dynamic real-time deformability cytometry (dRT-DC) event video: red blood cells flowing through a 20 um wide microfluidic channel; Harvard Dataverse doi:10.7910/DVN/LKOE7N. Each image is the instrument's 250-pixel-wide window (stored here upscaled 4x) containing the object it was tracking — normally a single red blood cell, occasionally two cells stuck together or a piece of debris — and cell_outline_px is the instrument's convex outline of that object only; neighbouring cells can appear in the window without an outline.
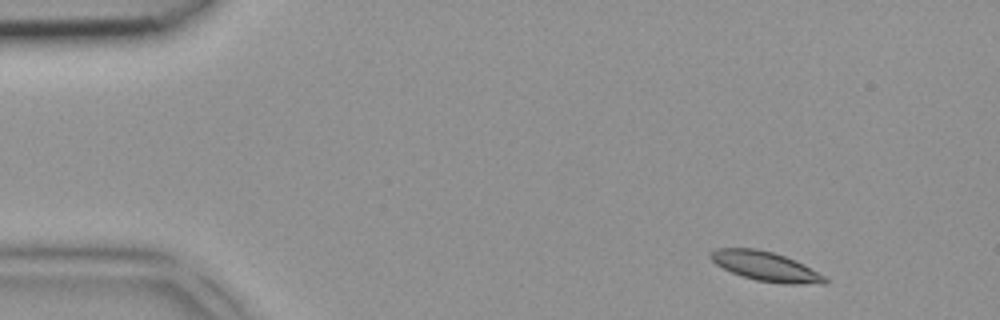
{"species": "common noctule bat (a hibernating species)", "species_latin": "Nyctalus noctula", "temperature_condition": "room temperature", "stored_images_in_passage": 4, "camera_frame_rate_fps": 3000, "um_per_image_px": 0.085, "animal": {"sex": "female", "body_mass_g": 18.4}, "frame": {"image": 1, "passage_image": 1, "time_ms": 0.0, "image_size_px": [1000, 320], "cell_outline_px": [[828, 280], [824, 284], [784, 284], [756, 280], [732, 272], [716, 264], [708, 256], [716, 248], [756, 248], [772, 252], [784, 256], [804, 264], [824, 276]], "centroid_in_image_um": [65.09, 22.64], "position_along_channel_um": 19.9, "area_um2": 19.36}}
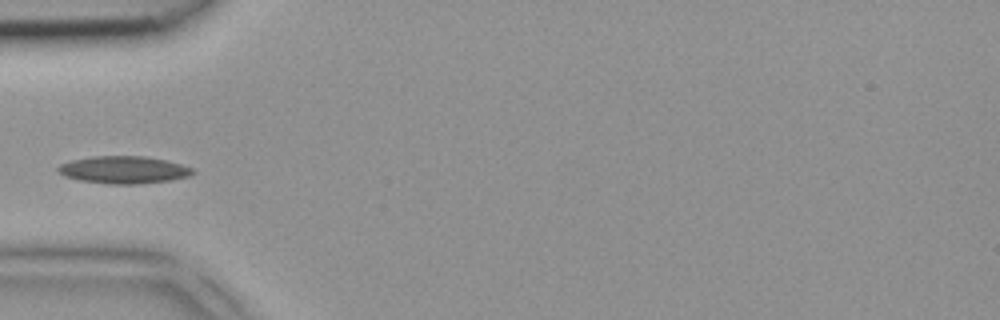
{"frame": {"image": 2, "passage_image": 4, "time_ms": 1.0, "image_size_px": [1000, 320], "cell_outline_px": [[196, 172], [188, 176], [172, 180], [136, 184], [108, 184], [80, 180], [64, 176], [56, 172], [56, 168], [60, 164], [72, 160], [92, 156], [144, 156], [164, 160], [180, 164], [192, 168]], "centroid_in_image_um": [10.48, 14.44], "position_along_channel_um": 74.5, "area_um2": 21.5}}